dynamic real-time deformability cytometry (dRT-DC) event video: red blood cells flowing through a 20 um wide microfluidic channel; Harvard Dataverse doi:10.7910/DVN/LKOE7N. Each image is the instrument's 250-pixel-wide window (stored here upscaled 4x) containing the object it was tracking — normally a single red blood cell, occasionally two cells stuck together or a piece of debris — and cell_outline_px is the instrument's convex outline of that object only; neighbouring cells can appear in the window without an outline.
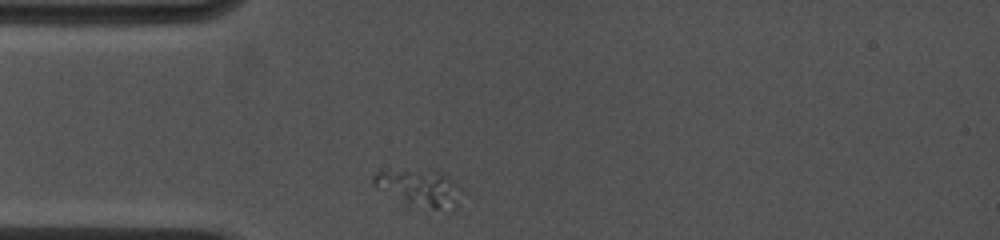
{"species": "common noctule bat (a hibernating species)", "species_latin": "Nyctalus noctula", "temperature_condition": "cold", "stored_images_in_passage": 31, "camera_frame_rate_fps": 4500, "um_per_image_px": 0.085, "animal": {"sex": "female", "body_mass_g": 19.0, "forearm_length_mm": 53.3}, "frame": {"image": 1, "passage_image": 1, "time_ms": 0.0, "image_size_px": [1000, 240], "cell_outline_px": [[456, 208], [452, 212], [432, 208], [408, 200], [376, 188], [372, 184], [372, 176], [376, 172], [440, 172], [452, 180], [456, 200]], "centroid_in_image_um": [35.62, 15.99], "position_along_channel_um": 49.4, "area_um2": 16.7}}
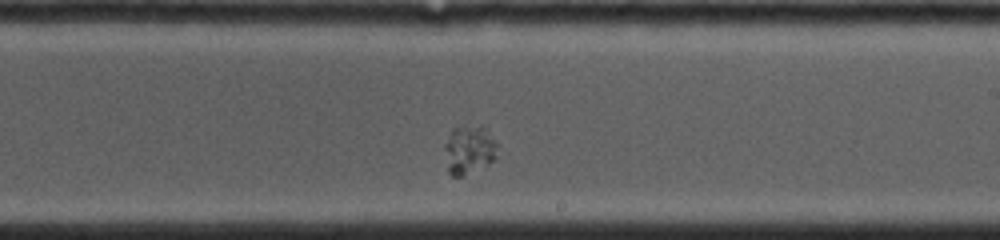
{"frame": {"image": 2, "passage_image": 18, "time_ms": 5.556, "image_size_px": [1000, 240], "cell_outline_px": [[496, 160], [464, 176], [452, 176], [448, 172], [444, 148], [444, 144], [452, 128], [484, 128], [496, 144]], "centroid_in_image_um": [39.83, 12.8], "position_along_channel_um": 249.2, "area_um2": 14.51}}
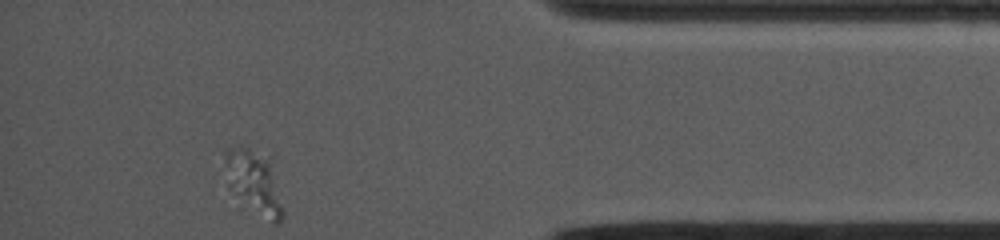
{"frame": {"image": 3, "passage_image": 31, "time_ms": 10.444, "image_size_px": [1000, 240], "cell_outline_px": [[284, 216], [276, 224], [272, 224], [228, 188], [224, 156], [224, 152], [228, 148], [240, 144], [248, 148], [268, 160], [284, 212]], "centroid_in_image_um": [21.54, 15.46], "position_along_channel_um": 413.7, "area_um2": 20.46}}